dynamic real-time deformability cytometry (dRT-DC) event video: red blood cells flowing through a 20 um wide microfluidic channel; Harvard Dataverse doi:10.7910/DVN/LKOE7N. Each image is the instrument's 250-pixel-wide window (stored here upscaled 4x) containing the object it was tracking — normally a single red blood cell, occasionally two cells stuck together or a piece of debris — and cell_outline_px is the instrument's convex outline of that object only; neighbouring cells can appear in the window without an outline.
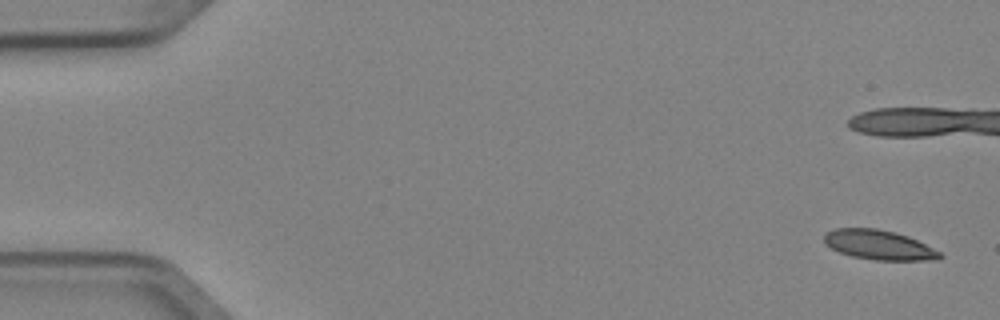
{"species": "Egyptian fruit bat (a non-hibernating species)", "species_latin": "Rousettus aegyptiacus", "temperature_condition": "cold", "stored_images_in_passage": 3, "camera_frame_rate_fps": 3000, "um_per_image_px": 0.085, "animal": {"sex": "female"}, "frame": {"image": 1, "passage_image": 1, "time_ms": 0.0, "image_size_px": [1000, 320], "cell_outline_px": [[944, 256], [940, 260], [876, 260], [852, 256], [840, 252], [832, 248], [824, 240], [824, 232], [836, 228], [876, 228], [896, 232], [908, 236], [940, 252]], "centroid_in_image_um": [74.72, 20.81], "position_along_channel_um": 10.3, "area_um2": 19.88}}